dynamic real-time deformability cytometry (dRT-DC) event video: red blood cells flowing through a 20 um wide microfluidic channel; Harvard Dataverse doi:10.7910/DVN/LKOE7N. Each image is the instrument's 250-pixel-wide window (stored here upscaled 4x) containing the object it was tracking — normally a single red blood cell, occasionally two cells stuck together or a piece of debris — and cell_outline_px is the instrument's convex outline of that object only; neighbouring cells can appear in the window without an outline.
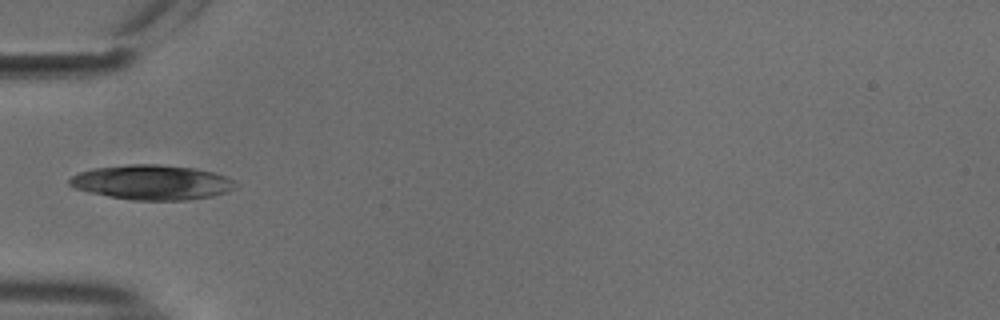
{"species": "common noctule bat (a hibernating species)", "species_latin": "Nyctalus noctula", "temperature_condition": "cold", "stored_images_in_passage": 4, "camera_frame_rate_fps": 3000, "um_per_image_px": 0.085, "animal": {"sex": "male", "body_mass_g": 18.8}, "frame": {"image": 1, "passage_image": 1, "time_ms": 0.0, "image_size_px": [1000, 320], "cell_outline_px": [[236, 188], [228, 192], [212, 196], [188, 200], [132, 200], [108, 196], [88, 192], [76, 188], [68, 184], [68, 180], [72, 176], [80, 172], [96, 168], [128, 164], [160, 164], [196, 168], [212, 172], [224, 176], [232, 180], [236, 184]], "centroid_in_image_um": [12.93, 15.5], "position_along_channel_um": 72.1, "area_um2": 33.64}}
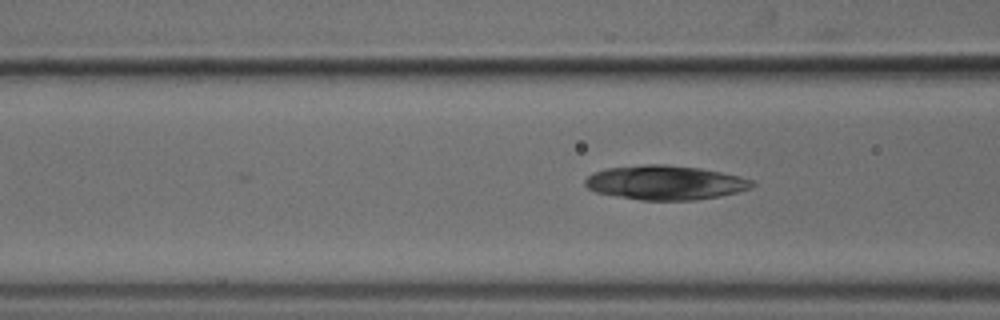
{"frame": {"image": 2, "passage_image": 4, "time_ms": 1.0, "image_size_px": [1000, 320], "cell_outline_px": [[756, 184], [752, 188], [740, 192], [720, 196], [696, 200], [640, 200], [616, 196], [596, 192], [588, 188], [584, 184], [584, 180], [592, 172], [608, 168], [644, 164], [664, 164], [700, 168], [740, 176], [752, 180]], "centroid_in_image_um": [56.56, 15.52], "position_along_channel_um": 110.0, "area_um2": 33.58}}